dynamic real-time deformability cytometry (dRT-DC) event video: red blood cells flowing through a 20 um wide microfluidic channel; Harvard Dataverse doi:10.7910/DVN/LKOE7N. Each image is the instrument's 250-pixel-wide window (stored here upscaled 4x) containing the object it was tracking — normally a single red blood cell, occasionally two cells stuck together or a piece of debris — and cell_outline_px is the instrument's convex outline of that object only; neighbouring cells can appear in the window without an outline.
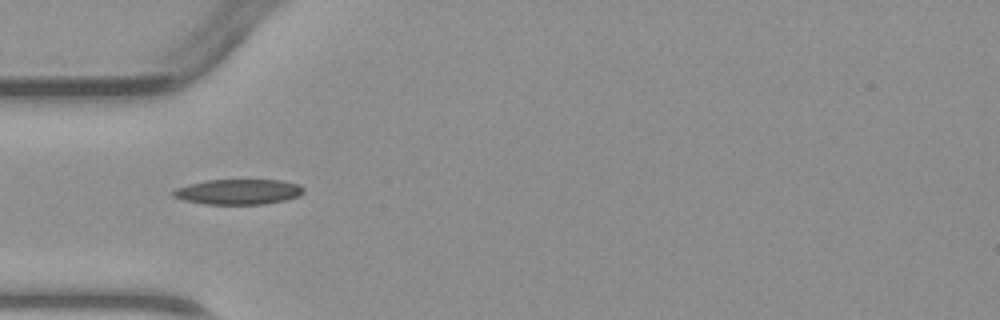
{"species": "common noctule bat (a hibernating species)", "species_latin": "Nyctalus noctula", "temperature_condition": "warm", "stored_images_in_passage": 3, "camera_frame_rate_fps": 3000, "um_per_image_px": 0.085, "animal": {"sex": "male", "body_mass_g": 23.1, "forearm_length_mm": 52.7}, "frame": {"image": 1, "passage_image": 2, "time_ms": 1.333, "image_size_px": [1000, 320], "cell_outline_px": [[304, 192], [296, 196], [284, 200], [264, 204], [204, 204], [184, 200], [172, 196], [172, 192], [176, 188], [188, 184], [208, 180], [280, 180], [300, 184], [304, 188]], "centroid_in_image_um": [20.25, 16.3], "position_along_channel_um": 64.8, "area_um2": 19.13}}
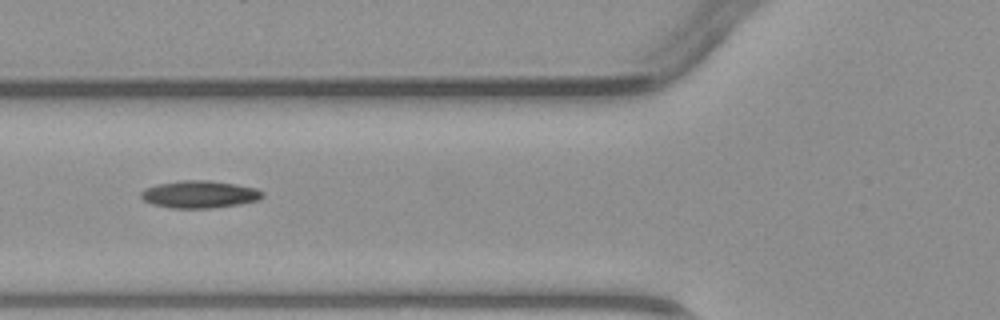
{"frame": {"image": 2, "passage_image": 3, "time_ms": 2.333, "image_size_px": [1000, 320], "cell_outline_px": [[264, 196], [260, 200], [240, 204], [212, 208], [172, 208], [152, 204], [144, 200], [140, 196], [140, 192], [144, 188], [156, 184], [180, 180], [208, 180], [236, 184], [256, 188], [264, 192]], "centroid_in_image_um": [16.96, 16.51], "position_along_channel_um": 108.8, "area_um2": 19.59}}